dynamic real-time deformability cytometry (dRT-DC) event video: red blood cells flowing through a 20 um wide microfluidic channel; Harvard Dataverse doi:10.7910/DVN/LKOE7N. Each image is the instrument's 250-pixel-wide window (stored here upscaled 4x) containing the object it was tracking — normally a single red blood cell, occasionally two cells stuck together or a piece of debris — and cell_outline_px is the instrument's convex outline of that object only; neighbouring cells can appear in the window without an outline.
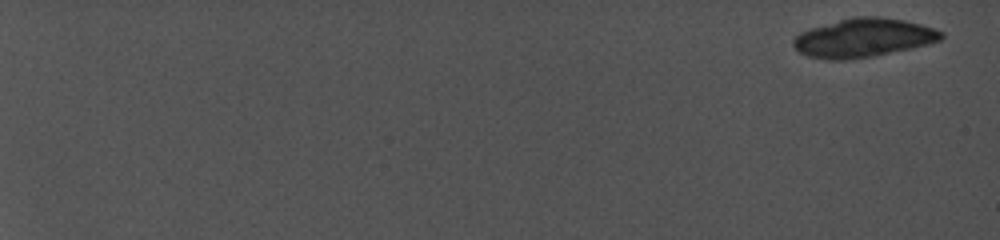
{"species": "common noctule bat (a hibernating species)", "species_latin": "Nyctalus noctula", "temperature_condition": "cold", "stored_images_in_passage": 9, "camera_frame_rate_fps": 5000, "um_per_image_px": 0.085, "animal": {"sex": "female", "body_mass_g": 19.0, "forearm_length_mm": 56.7}, "frame": {"image": 1, "passage_image": 1, "time_ms": 0.0, "image_size_px": [1000, 240], "cell_outline_px": [[944, 36], [940, 40], [928, 44], [872, 56], [844, 60], [828, 60], [808, 56], [800, 52], [792, 44], [792, 40], [800, 32], [808, 28], [856, 16], [880, 16], [904, 20], [920, 24], [944, 32]], "centroid_in_image_um": [73.36, 3.21], "position_along_channel_um": 11.6, "area_um2": 33.18}}